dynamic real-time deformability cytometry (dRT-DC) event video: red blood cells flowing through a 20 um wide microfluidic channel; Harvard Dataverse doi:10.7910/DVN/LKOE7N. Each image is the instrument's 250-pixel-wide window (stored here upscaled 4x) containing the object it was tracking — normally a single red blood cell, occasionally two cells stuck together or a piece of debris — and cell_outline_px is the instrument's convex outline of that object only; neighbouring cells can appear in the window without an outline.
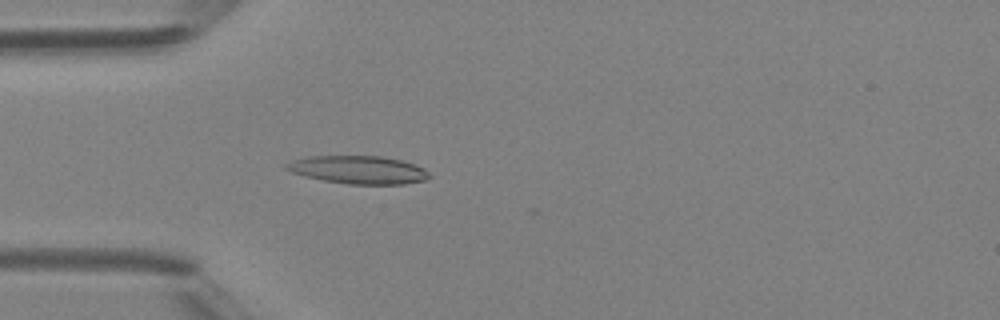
{"species": "Egyptian fruit bat (a non-hibernating species)", "species_latin": "Rousettus aegyptiacus", "temperature_condition": "room temperature", "stored_images_in_passage": 33, "camera_frame_rate_fps": 3000, "um_per_image_px": 0.085, "animal": {"sex": "female"}, "frame": {"image": 1, "passage_image": 3, "time_ms": 0.667, "image_size_px": [1000, 320], "cell_outline_px": [[432, 176], [424, 180], [404, 184], [348, 184], [324, 180], [304, 176], [292, 172], [284, 168], [284, 164], [292, 160], [308, 156], [380, 156], [400, 160], [424, 168]], "centroid_in_image_um": [30.43, 14.43], "position_along_channel_um": 54.6, "area_um2": 23.24}}
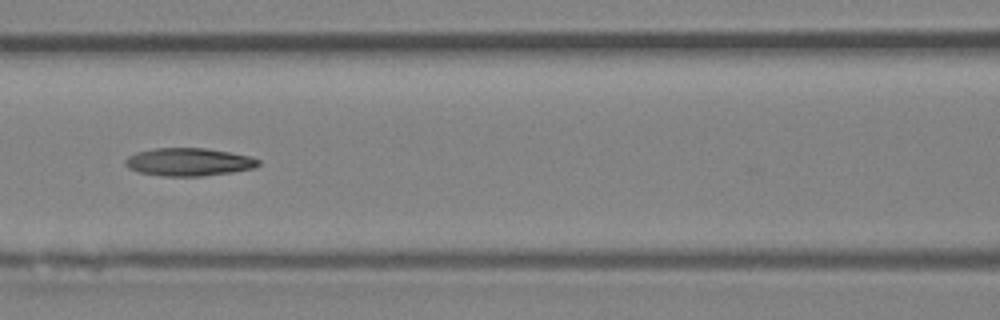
{"frame": {"image": 2, "passage_image": 10, "time_ms": 3.0, "image_size_px": [1000, 320], "cell_outline_px": [[260, 164], [256, 168], [232, 172], [204, 176], [164, 176], [136, 172], [128, 168], [124, 164], [124, 160], [128, 156], [136, 152], [156, 148], [204, 148], [252, 156], [260, 160]], "centroid_in_image_um": [16.04, 13.77], "position_along_channel_um": 150.6, "area_um2": 21.85}}
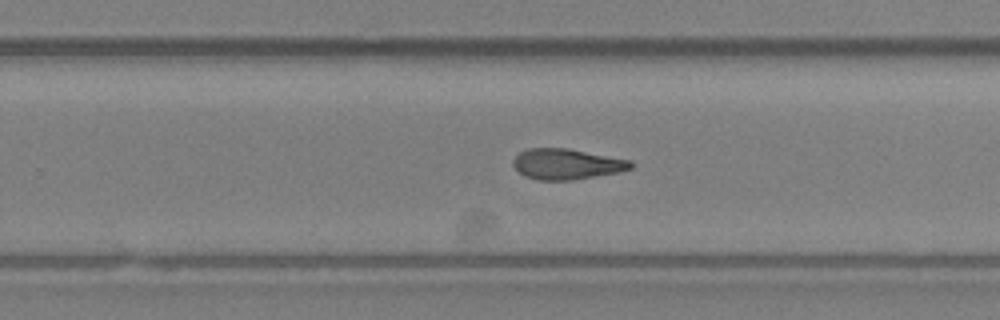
{"frame": {"image": 3, "passage_image": 19, "time_ms": 6.0, "image_size_px": [1000, 320], "cell_outline_px": [[632, 168], [620, 172], [572, 180], [536, 180], [524, 176], [512, 164], [512, 160], [520, 152], [528, 148], [568, 148], [632, 160]], "centroid_in_image_um": [48.17, 13.94], "position_along_channel_um": 281.6, "area_um2": 21.1}, "authors_computed_cell_mechanics": {"area_um2": 21.2126, "velocity_mm_per_s": 4.3961, "shape_relaxation_time_tau1_ms": 5.2522, "shape_relaxation_time_tau2_ms": 4.1367, "deformation_change_tau1": 0.2004, "deformation_change_tau2": 0.1469}}